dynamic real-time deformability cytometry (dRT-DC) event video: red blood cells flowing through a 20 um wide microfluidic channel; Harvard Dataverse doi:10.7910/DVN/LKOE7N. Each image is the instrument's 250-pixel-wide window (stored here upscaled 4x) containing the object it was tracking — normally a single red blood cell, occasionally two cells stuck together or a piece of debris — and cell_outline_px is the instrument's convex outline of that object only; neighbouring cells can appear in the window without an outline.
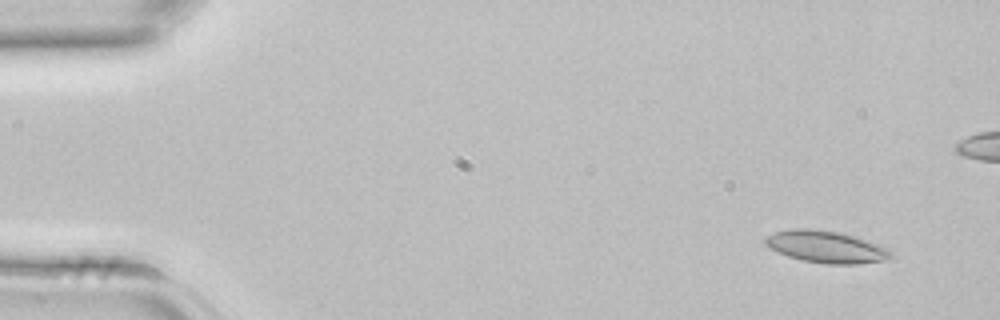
{"species": "common noctule bat (a hibernating species)", "species_latin": "Nyctalus noctula", "temperature_condition": "room temperature", "stored_images_in_passage": 4, "camera_frame_rate_fps": 3000, "um_per_image_px": 0.085, "animal": {"sex": "female", "body_mass_g": 22.7, "forearm_length_mm": 54.2}, "frame": {"image": 1, "passage_image": 1, "time_ms": 0.0, "image_size_px": [1000, 320], "cell_outline_px": [[892, 256], [884, 260], [856, 264], [824, 264], [804, 260], [788, 256], [764, 244], [764, 236], [776, 232], [792, 228], [808, 228], [840, 232], [856, 236], [868, 240], [892, 252]], "centroid_in_image_um": [70.19, 20.97], "position_along_channel_um": 14.8, "area_um2": 23.24}}